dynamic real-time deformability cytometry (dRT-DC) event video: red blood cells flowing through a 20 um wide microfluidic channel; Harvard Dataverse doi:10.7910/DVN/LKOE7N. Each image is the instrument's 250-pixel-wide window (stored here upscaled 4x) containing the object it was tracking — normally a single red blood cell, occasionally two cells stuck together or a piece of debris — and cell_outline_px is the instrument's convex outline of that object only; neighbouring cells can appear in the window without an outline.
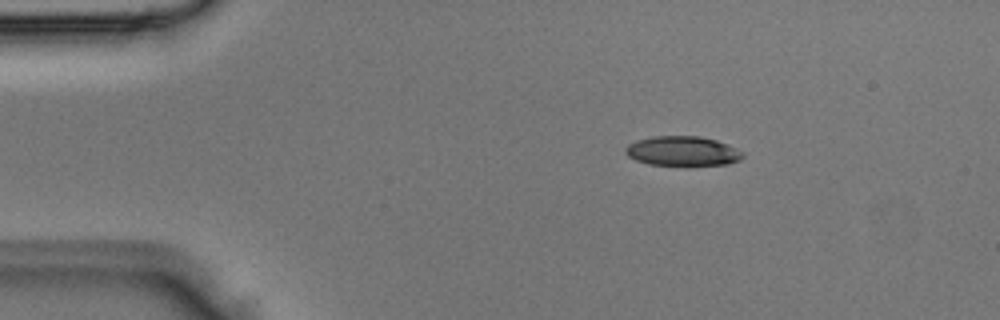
{"species": "Egyptian fruit bat (a non-hibernating species)", "species_latin": "Rousettus aegyptiacus", "temperature_condition": "room temperature", "stored_images_in_passage": 2, "camera_frame_rate_fps": 3000, "um_per_image_px": 0.085, "animal": {"sex": "male"}, "frame": {"image": 1, "passage_image": 1, "time_ms": 0.0, "image_size_px": [1000, 320], "cell_outline_px": [[744, 156], [740, 160], [728, 164], [688, 168], [648, 164], [636, 160], [628, 156], [624, 152], [624, 148], [628, 144], [636, 140], [652, 136], [700, 136], [716, 140], [736, 148], [744, 152]], "centroid_in_image_um": [58.02, 12.89], "position_along_channel_um": 27.0, "area_um2": 21.21}}
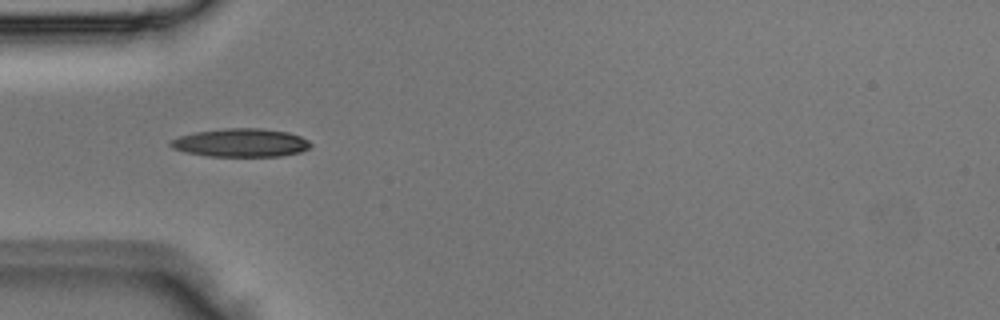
{"frame": {"image": 2, "passage_image": 2, "time_ms": 0.333, "image_size_px": [1000, 320], "cell_outline_px": [[312, 144], [308, 148], [300, 152], [280, 156], [208, 156], [184, 152], [172, 148], [168, 144], [172, 140], [180, 136], [196, 132], [228, 128], [260, 128], [288, 132], [300, 136], [308, 140]], "centroid_in_image_um": [20.47, 12.13], "position_along_channel_um": 64.5, "area_um2": 23.0}}